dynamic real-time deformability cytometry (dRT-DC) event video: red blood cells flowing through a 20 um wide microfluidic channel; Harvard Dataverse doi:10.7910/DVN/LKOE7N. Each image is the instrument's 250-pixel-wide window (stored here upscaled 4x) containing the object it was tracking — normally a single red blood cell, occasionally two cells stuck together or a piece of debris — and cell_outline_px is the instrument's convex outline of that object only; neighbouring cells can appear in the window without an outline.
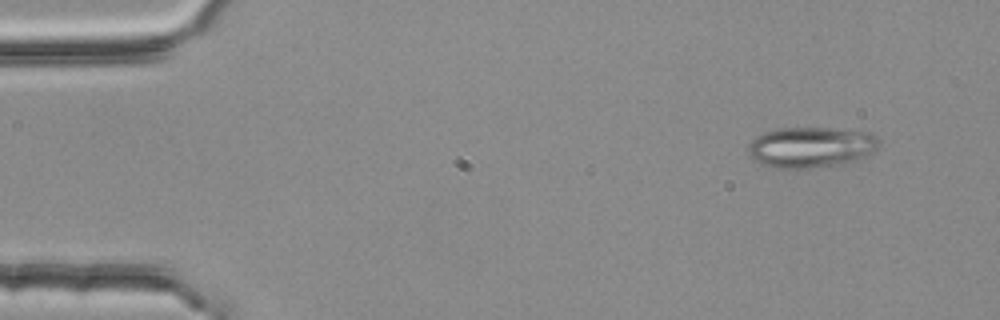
{"species": "common noctule bat (a hibernating species)", "species_latin": "Nyctalus noctula", "temperature_condition": "room temperature", "stored_images_in_passage": 3, "camera_frame_rate_fps": 3000, "um_per_image_px": 0.085, "animal": {"sex": "female", "body_mass_g": 25.1}, "frame": {"image": 1, "passage_image": 1, "time_ms": 0.0, "image_size_px": [1000, 320], "cell_outline_px": [[880, 144], [872, 152], [856, 160], [844, 164], [812, 168], [776, 168], [752, 160], [748, 156], [748, 144], [756, 136], [764, 132], [776, 128], [828, 128], [872, 132], [880, 140]], "centroid_in_image_um": [68.92, 12.51], "position_along_channel_um": 16.1, "area_um2": 31.33}}